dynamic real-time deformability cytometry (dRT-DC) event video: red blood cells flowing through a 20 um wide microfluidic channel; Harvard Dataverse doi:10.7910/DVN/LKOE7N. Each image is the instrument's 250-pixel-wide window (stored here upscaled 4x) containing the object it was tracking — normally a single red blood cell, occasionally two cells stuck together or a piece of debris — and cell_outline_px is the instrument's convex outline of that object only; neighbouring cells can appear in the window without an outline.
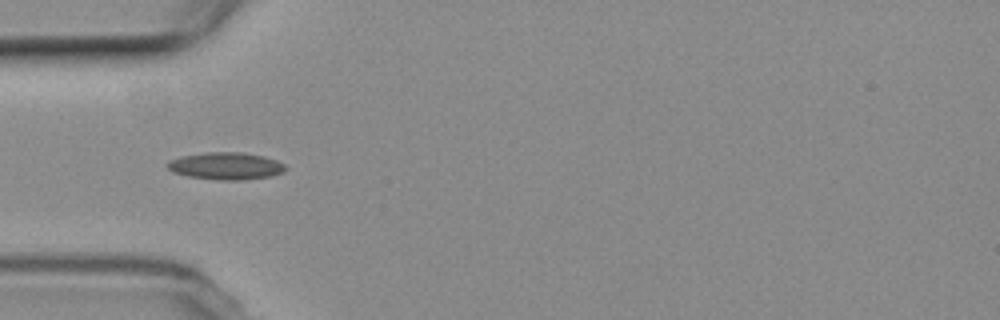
{"species": "common noctule bat (a hibernating species)", "species_latin": "Nyctalus noctula", "temperature_condition": "room temperature", "stored_images_in_passage": 10, "camera_frame_rate_fps": 3000, "um_per_image_px": 0.085, "animal": {"sex": "female", "body_mass_g": 19.3, "forearm_length_mm": 54.1}, "frame": {"image": 1, "passage_image": 4, "time_ms": 3.333, "image_size_px": [1000, 320], "cell_outline_px": [[288, 168], [284, 172], [272, 176], [240, 180], [220, 180], [188, 176], [172, 172], [164, 164], [168, 160], [184, 156], [208, 152], [240, 152], [264, 156], [276, 160], [284, 164]], "centroid_in_image_um": [19.21, 14.11], "position_along_channel_um": 65.8, "area_um2": 18.79}}
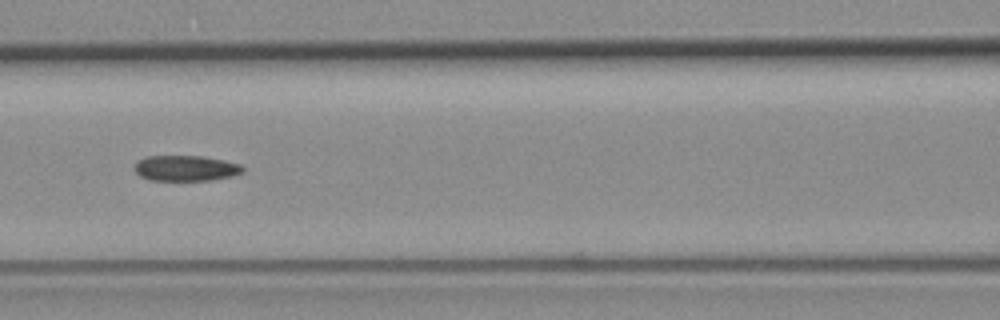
{"frame": {"image": 2, "passage_image": 6, "time_ms": 5.667, "image_size_px": [1000, 320], "cell_outline_px": [[244, 172], [232, 176], [212, 180], [148, 180], [140, 176], [132, 168], [136, 160], [148, 156], [204, 156], [224, 160], [240, 164], [244, 168]], "centroid_in_image_um": [15.76, 14.29], "position_along_channel_um": 150.8, "area_um2": 16.36}}
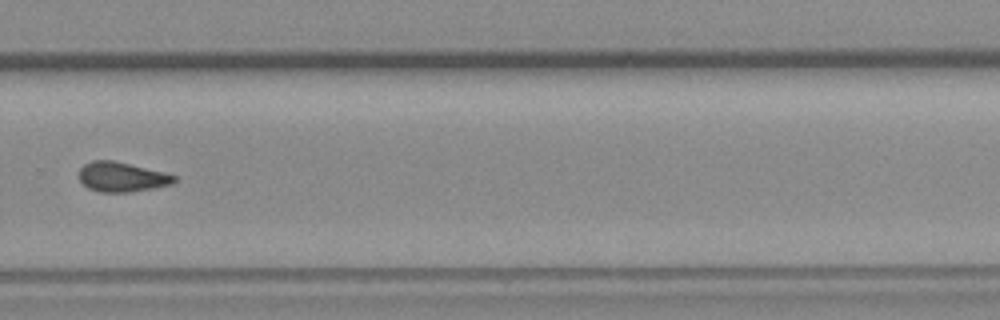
{"frame": {"image": 3, "passage_image": 10, "time_ms": 10.333, "image_size_px": [1000, 320], "cell_outline_px": [[176, 180], [172, 184], [152, 188], [128, 192], [100, 192], [88, 188], [80, 180], [80, 168], [84, 164], [92, 160], [112, 160], [164, 172], [176, 176]], "centroid_in_image_um": [10.34, 15.04], "position_along_channel_um": 319.5, "area_um2": 16.3}}